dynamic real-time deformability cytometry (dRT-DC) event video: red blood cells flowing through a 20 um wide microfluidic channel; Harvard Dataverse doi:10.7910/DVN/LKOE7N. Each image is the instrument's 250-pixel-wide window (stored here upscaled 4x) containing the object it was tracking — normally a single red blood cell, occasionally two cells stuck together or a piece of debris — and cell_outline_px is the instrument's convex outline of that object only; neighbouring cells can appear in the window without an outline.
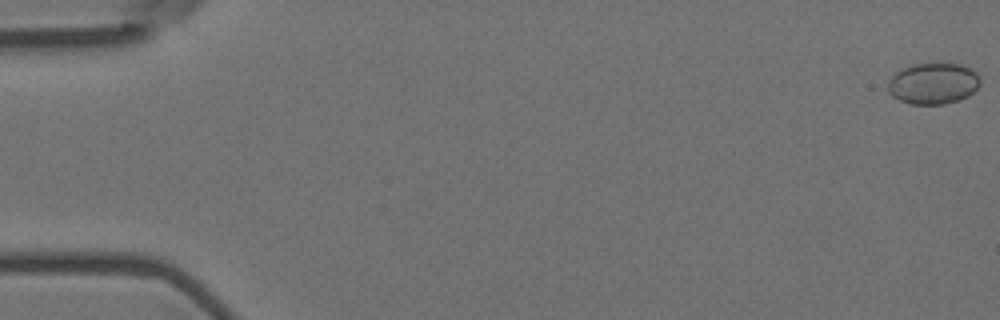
{"species": "Egyptian fruit bat (a non-hibernating species)", "species_latin": "Rousettus aegyptiacus", "temperature_condition": "room temperature", "stored_images_in_passage": 6, "camera_frame_rate_fps": 3000, "um_per_image_px": 0.085, "animal": {"sex": "female"}, "frame": {"image": 1, "passage_image": 1, "time_ms": 0.0, "image_size_px": [1000, 320], "cell_outline_px": [[980, 84], [968, 96], [960, 100], [944, 104], [912, 104], [900, 100], [892, 96], [888, 92], [888, 80], [896, 72], [912, 64], [960, 64], [972, 68], [980, 76]], "centroid_in_image_um": [79.33, 7.1], "position_along_channel_um": 5.7, "area_um2": 22.2}}